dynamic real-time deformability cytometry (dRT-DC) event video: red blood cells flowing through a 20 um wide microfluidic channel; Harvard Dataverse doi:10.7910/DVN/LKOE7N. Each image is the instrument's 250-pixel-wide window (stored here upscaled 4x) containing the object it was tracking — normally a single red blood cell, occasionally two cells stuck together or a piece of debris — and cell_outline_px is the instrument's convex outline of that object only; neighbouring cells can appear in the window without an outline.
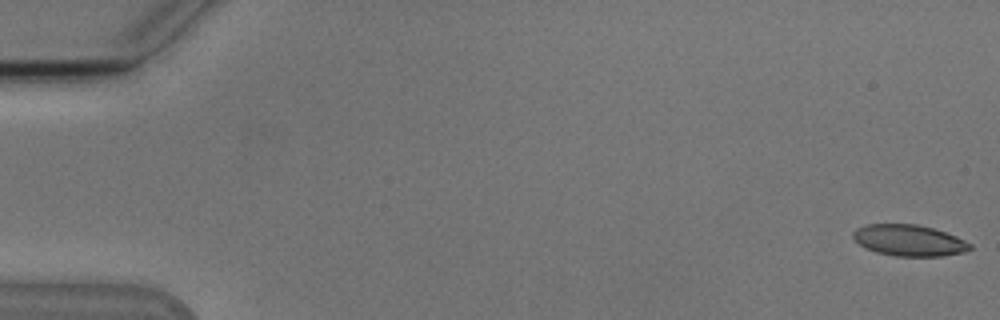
{"species": "Egyptian fruit bat (a non-hibernating species)", "species_latin": "Rousettus aegyptiacus", "temperature_condition": "cold", "stored_images_in_passage": 9, "camera_frame_rate_fps": 3000, "um_per_image_px": 0.085, "animal": {"sex": "male"}, "frame": {"image": 1, "passage_image": 1, "time_ms": 0.0, "image_size_px": [1000, 320], "cell_outline_px": [[972, 248], [964, 252], [944, 256], [896, 256], [876, 252], [864, 248], [852, 236], [852, 232], [856, 228], [868, 224], [916, 224], [932, 228], [956, 236], [972, 244]], "centroid_in_image_um": [77.26, 20.44], "position_along_channel_um": 7.7, "area_um2": 21.27}}